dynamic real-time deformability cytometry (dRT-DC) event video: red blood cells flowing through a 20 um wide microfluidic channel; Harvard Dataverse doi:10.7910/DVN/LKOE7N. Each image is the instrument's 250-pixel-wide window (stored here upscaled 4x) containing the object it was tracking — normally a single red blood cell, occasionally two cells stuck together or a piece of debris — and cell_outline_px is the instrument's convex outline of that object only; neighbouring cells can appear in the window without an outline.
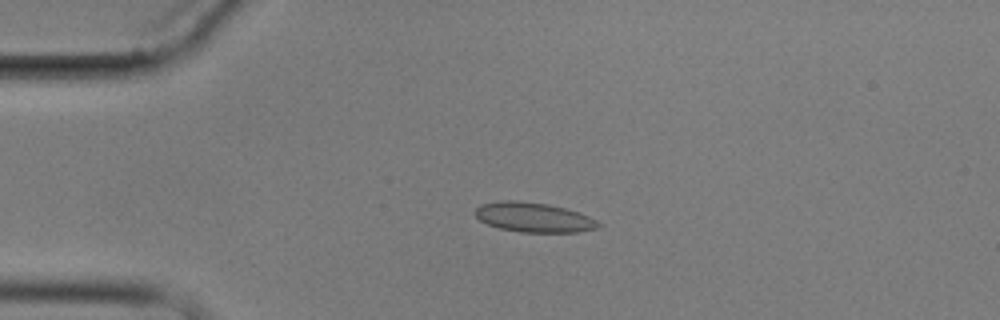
{"species": "common noctule bat (a hibernating species)", "species_latin": "Nyctalus noctula", "temperature_condition": "cold", "stored_images_in_passage": 5, "camera_frame_rate_fps": 3000, "um_per_image_px": 0.085, "animal": {"sex": "male", "body_mass_g": 17.9}, "frame": {"image": 1, "passage_image": 4, "time_ms": 3.667, "image_size_px": [1000, 320], "cell_outline_px": [[600, 224], [596, 228], [576, 232], [520, 232], [500, 228], [488, 224], [480, 220], [472, 212], [480, 204], [500, 200], [516, 200], [548, 204], [564, 208], [588, 216], [596, 220]], "centroid_in_image_um": [45.29, 18.46], "position_along_channel_um": 39.7, "area_um2": 21.15}}